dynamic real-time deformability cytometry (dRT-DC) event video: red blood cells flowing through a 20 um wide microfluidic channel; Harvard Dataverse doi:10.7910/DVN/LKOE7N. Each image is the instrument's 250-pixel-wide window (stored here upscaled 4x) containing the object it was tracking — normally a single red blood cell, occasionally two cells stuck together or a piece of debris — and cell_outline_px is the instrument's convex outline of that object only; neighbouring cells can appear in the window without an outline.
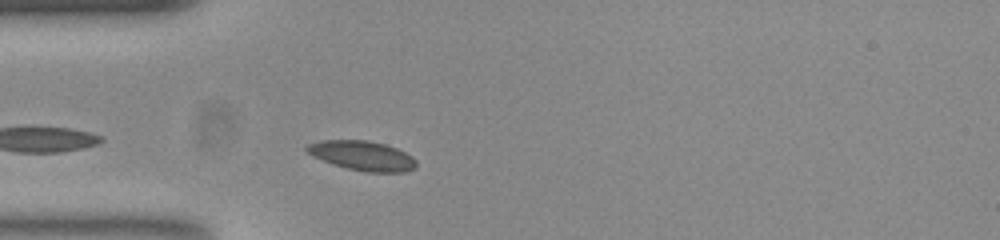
{"species": "common noctule bat (a hibernating species)", "species_latin": "Nyctalus noctula", "temperature_condition": "room temperature", "stored_images_in_passage": 29, "camera_frame_rate_fps": 3000, "um_per_image_px": 0.085, "animal": {"sex": "female", "body_mass_g": 23.0, "forearm_length_mm": 53.4}, "frame": {"image": 1, "passage_image": 5, "time_ms": 1.333, "image_size_px": [1000, 240], "cell_outline_px": [[416, 164], [412, 168], [404, 172], [368, 172], [348, 168], [332, 164], [312, 156], [304, 148], [308, 144], [324, 140], [368, 140], [384, 144], [396, 148], [412, 156], [416, 160]], "centroid_in_image_um": [30.78, 13.22], "position_along_channel_um": 54.2, "area_um2": 18.67}}
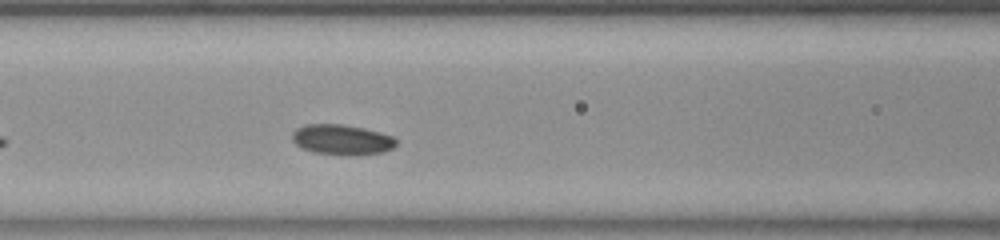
{"frame": {"image": 2, "passage_image": 12, "time_ms": 3.667, "image_size_px": [1000, 240], "cell_outline_px": [[396, 144], [392, 148], [384, 152], [352, 156], [348, 156], [312, 152], [296, 144], [292, 140], [292, 132], [296, 128], [304, 124], [344, 124], [364, 128], [380, 132], [392, 136], [396, 140]], "centroid_in_image_um": [29.05, 11.87], "position_along_channel_um": 137.6, "area_um2": 18.55}}
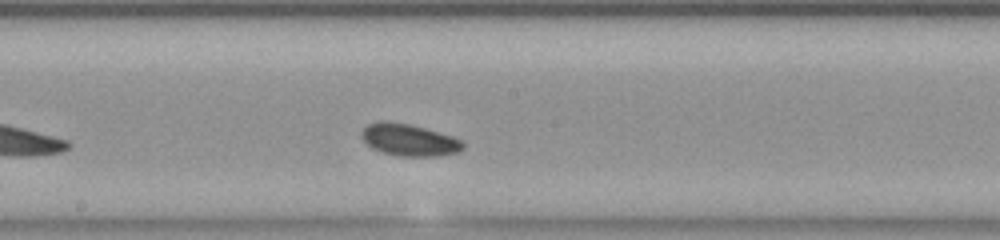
{"frame": {"image": 3, "passage_image": 18, "time_ms": 5.667, "image_size_px": [1000, 240], "cell_outline_px": [[464, 148], [456, 152], [440, 156], [400, 156], [384, 152], [372, 148], [360, 136], [360, 132], [368, 124], [384, 120], [408, 124], [424, 128], [452, 136], [460, 140], [464, 144]], "centroid_in_image_um": [34.76, 11.89], "position_along_channel_um": 213.4, "area_um2": 18.67}}